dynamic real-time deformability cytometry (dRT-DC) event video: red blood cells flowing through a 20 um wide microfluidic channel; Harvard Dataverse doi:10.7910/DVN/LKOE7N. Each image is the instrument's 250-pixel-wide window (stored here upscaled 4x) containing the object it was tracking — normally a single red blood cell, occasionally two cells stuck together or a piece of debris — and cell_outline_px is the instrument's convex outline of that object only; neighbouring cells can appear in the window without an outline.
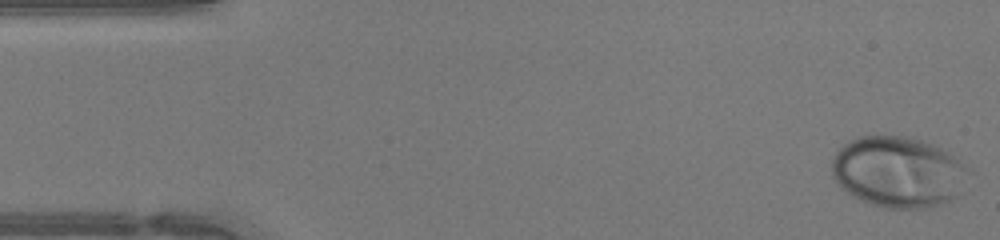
{"species": "human", "species_latin": "Homo sapiens", "temperature_condition": "warm", "stored_images_in_passage": 46, "camera_frame_rate_fps": 3000, "um_per_image_px": 0.085, "donor": {"sex": "female"}, "frame": {"image": 1, "passage_image": 1, "time_ms": 0.0, "image_size_px": [1000, 240], "cell_outline_px": [[972, 172], [956, 196], [952, 200], [928, 208], [884, 208], [860, 200], [844, 192], [836, 184], [832, 176], [832, 160], [836, 152], [848, 140], [860, 136], [908, 136], [932, 144], [940, 148], [952, 156], [968, 168]], "centroid_in_image_um": [76.31, 14.63], "position_along_channel_um": 8.7, "area_um2": 56.76}}
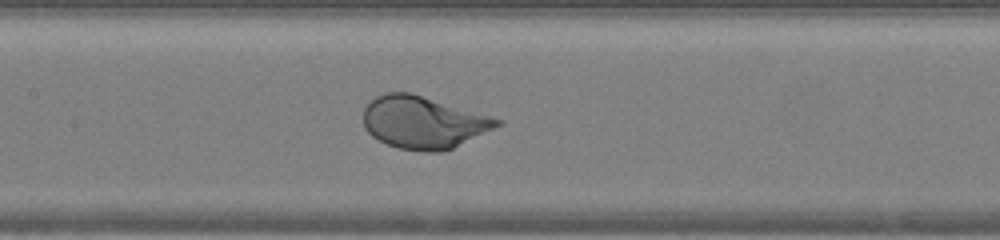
{"frame": {"image": 2, "passage_image": 21, "time_ms": 6.667, "image_size_px": [1000, 240], "cell_outline_px": [[504, 124], [452, 148], [440, 152], [424, 152], [400, 148], [388, 144], [372, 136], [364, 128], [364, 108], [376, 96], [384, 92], [412, 92], [504, 120]], "centroid_in_image_um": [36.0, 10.39], "position_along_channel_um": 171.4, "area_um2": 40.81}}
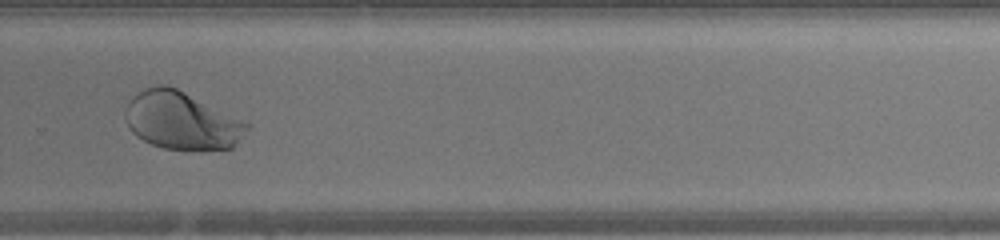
{"frame": {"image": 3, "passage_image": 31, "time_ms": 10.0, "image_size_px": [1000, 240], "cell_outline_px": [[252, 124], [232, 148], [200, 152], [164, 148], [152, 144], [136, 136], [128, 128], [124, 116], [128, 100], [132, 96], [144, 88], [156, 84], [168, 84], [248, 120]], "centroid_in_image_um": [15.48, 10.25], "position_along_channel_um": 314.3, "area_um2": 42.19}, "authors_computed_cell_mechanics": {"area_um2": 44.3326, "velocity_mm_per_s": 4.2962, "shape_relaxation_time_tau1_ms": 2.399, "shape_relaxation_time_tau2_ms": null, "deformation_change_tau1": 0.1456, "deformation_change_tau2": null}}